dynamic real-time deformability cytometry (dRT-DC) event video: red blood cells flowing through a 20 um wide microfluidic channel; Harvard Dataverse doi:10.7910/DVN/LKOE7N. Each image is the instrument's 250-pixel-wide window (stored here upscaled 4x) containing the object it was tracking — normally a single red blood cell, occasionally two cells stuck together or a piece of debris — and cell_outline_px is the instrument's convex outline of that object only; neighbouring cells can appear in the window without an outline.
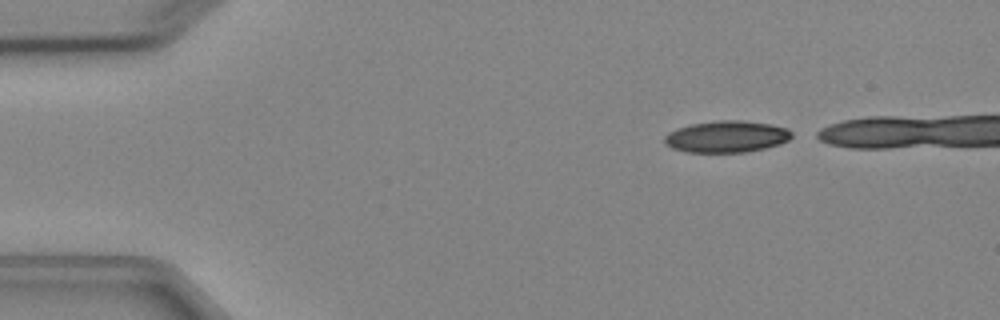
{"species": "Egyptian fruit bat (a non-hibernating species)", "species_latin": "Rousettus aegyptiacus", "temperature_condition": "cold", "stored_images_in_passage": 5, "segment_of_instrument_passage": [2, 2], "camera_frame_rate_fps": 3000, "um_per_image_px": 0.085, "animal": {"sex": "female"}, "frame": {"image": 1, "passage_image": 5, "time_ms": 5.0, "image_size_px": [1000, 320], "cell_outline_px": [[792, 136], [788, 140], [780, 144], [748, 152], [688, 152], [672, 148], [664, 144], [664, 136], [668, 132], [676, 128], [688, 124], [716, 120], [744, 120], [772, 124], [788, 128], [792, 132]], "centroid_in_image_um": [61.75, 11.6], "position_along_channel_um": 23.3, "area_um2": 23.81}}